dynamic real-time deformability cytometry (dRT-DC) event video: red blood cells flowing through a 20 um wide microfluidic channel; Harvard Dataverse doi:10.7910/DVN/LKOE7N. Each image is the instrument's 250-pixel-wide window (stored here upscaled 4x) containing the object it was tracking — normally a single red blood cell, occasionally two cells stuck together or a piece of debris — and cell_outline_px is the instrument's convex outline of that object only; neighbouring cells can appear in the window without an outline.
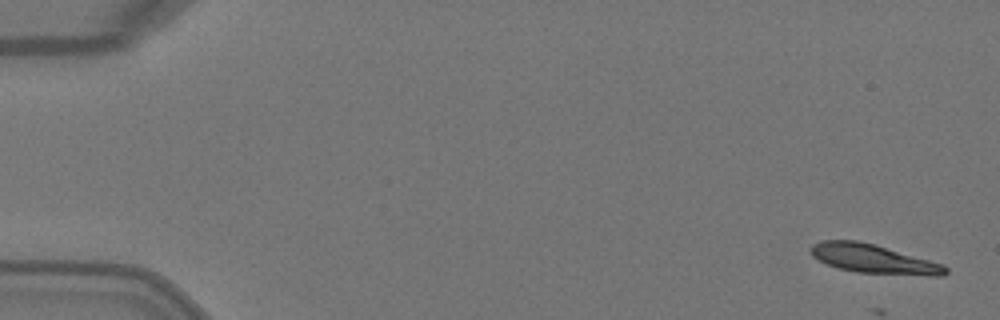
{"species": "Egyptian fruit bat (a non-hibernating species)", "species_latin": "Rousettus aegyptiacus", "temperature_condition": "warm", "stored_images_in_passage": 5, "camera_frame_rate_fps": 3000, "um_per_image_px": 0.085, "animal": {"sex": "female"}, "frame": {"image": 1, "passage_image": 1, "time_ms": 0.0, "image_size_px": [1000, 320], "cell_outline_px": [[948, 272], [944, 276], [928, 276], [856, 272], [840, 268], [828, 264], [812, 256], [808, 248], [812, 244], [824, 240], [860, 240], [876, 244], [944, 264], [948, 268]], "centroid_in_image_um": [74.29, 22.0], "position_along_channel_um": 10.7, "area_um2": 23.0}}
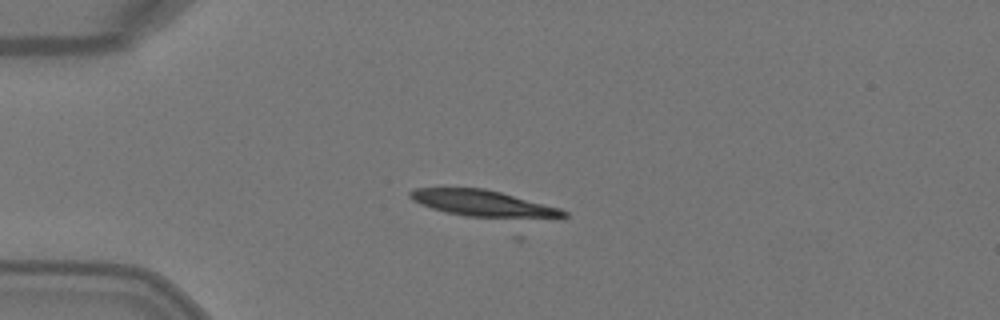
{"frame": {"image": 2, "passage_image": 4, "time_ms": 1.0, "image_size_px": [1000, 320], "cell_outline_px": [[568, 216], [564, 220], [512, 220], [464, 216], [444, 212], [420, 204], [412, 200], [408, 196], [408, 192], [412, 188], [484, 188], [500, 192], [560, 208], [568, 212]], "centroid_in_image_um": [41.24, 17.36], "position_along_channel_um": 43.8, "area_um2": 24.85}}